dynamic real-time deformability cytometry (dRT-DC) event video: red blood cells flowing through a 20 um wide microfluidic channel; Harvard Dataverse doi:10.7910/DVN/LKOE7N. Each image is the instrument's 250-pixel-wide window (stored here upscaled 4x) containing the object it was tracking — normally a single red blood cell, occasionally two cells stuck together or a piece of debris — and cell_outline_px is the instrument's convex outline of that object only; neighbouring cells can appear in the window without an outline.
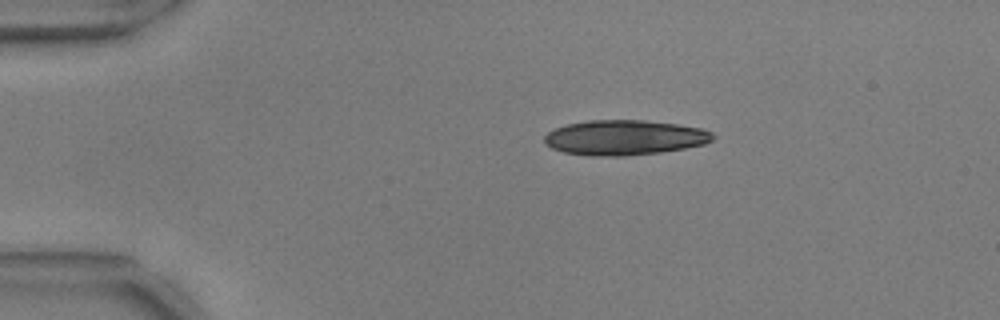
{"species": "common noctule bat (a hibernating species)", "species_latin": "Nyctalus noctula", "temperature_condition": "warm", "stored_images_in_passage": 10, "camera_frame_rate_fps": 3000, "um_per_image_px": 0.085, "animal": {"sex": "male", "body_mass_g": 17.9, "forearm_length_mm": 54.2}, "frame": {"image": 1, "passage_image": 1, "time_ms": 0.0, "image_size_px": [1000, 320], "cell_outline_px": [[716, 136], [712, 140], [704, 144], [684, 148], [660, 152], [624, 156], [592, 156], [564, 152], [552, 148], [544, 144], [544, 136], [548, 132], [556, 128], [568, 124], [588, 120], [644, 120], [676, 124], [700, 128], [712, 132]], "centroid_in_image_um": [53.07, 11.69], "position_along_channel_um": 31.9, "area_um2": 34.33}}